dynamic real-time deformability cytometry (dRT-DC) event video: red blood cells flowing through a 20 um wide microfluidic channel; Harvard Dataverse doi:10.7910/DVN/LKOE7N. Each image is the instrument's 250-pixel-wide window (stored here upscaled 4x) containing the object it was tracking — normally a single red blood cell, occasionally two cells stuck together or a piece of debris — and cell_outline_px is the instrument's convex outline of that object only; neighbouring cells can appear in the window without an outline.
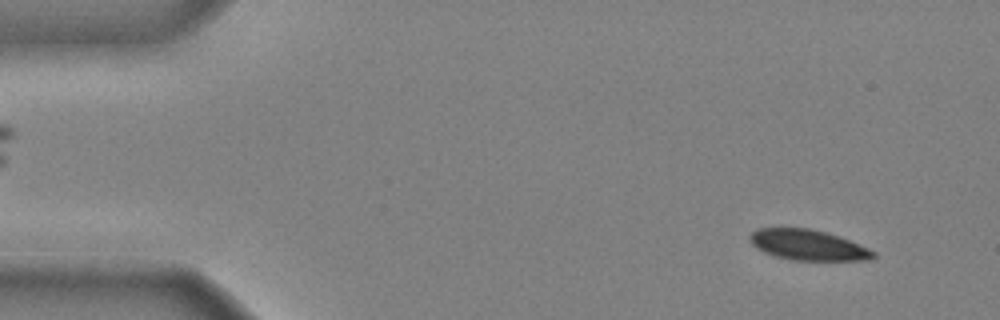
{"species": "common noctule bat (a hibernating species)", "species_latin": "Nyctalus noctula", "temperature_condition": "cold", "stored_images_in_passage": 4, "camera_frame_rate_fps": 3000, "um_per_image_px": 0.085, "animal": {"sex": "male", "body_mass_g": 20.4}, "frame": {"image": 1, "passage_image": 4, "time_ms": 1.0, "image_size_px": [1000, 320], "cell_outline_px": [[876, 256], [872, 260], [792, 260], [776, 256], [764, 252], [756, 248], [752, 244], [748, 236], [756, 228], [808, 228], [824, 232], [848, 240], [868, 248], [876, 252]], "centroid_in_image_um": [68.66, 20.83], "position_along_channel_um": 16.3, "area_um2": 21.79}}